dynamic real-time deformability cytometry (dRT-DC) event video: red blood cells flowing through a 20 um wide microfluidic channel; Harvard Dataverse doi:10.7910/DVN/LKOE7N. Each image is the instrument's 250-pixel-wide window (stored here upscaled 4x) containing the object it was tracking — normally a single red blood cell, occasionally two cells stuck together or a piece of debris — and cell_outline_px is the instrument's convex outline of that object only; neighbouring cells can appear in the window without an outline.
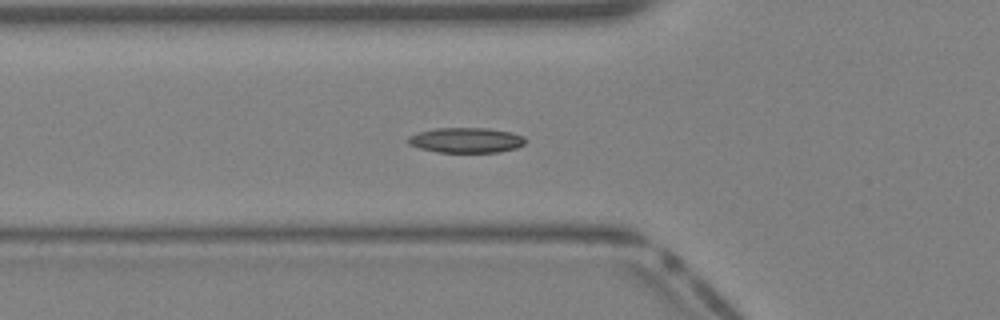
{"species": "Egyptian fruit bat (a non-hibernating species)", "species_latin": "Rousettus aegyptiacus", "temperature_condition": "warm", "stored_images_in_passage": 31, "camera_frame_rate_fps": 3000, "um_per_image_px": 0.085, "animal": {"sex": "female"}, "frame": {"image": 1, "passage_image": 5, "time_ms": 1.333, "image_size_px": [1000, 320], "cell_outline_px": [[524, 144], [516, 148], [500, 152], [436, 152], [420, 148], [408, 144], [404, 140], [408, 136], [416, 132], [436, 128], [488, 128], [512, 132], [524, 136]], "centroid_in_image_um": [39.57, 11.91], "position_along_channel_um": 86.2, "area_um2": 17.4}}
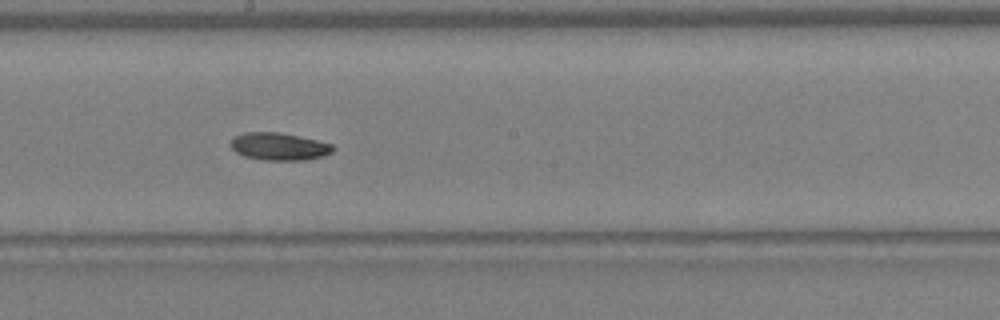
{"frame": {"image": 2, "passage_image": 13, "time_ms": 4.0, "image_size_px": [1000, 320], "cell_outline_px": [[332, 152], [324, 156], [304, 160], [264, 160], [244, 156], [236, 152], [232, 148], [232, 140], [236, 136], [244, 132], [280, 132], [316, 140], [332, 144]], "centroid_in_image_um": [23.72, 12.45], "position_along_channel_um": 224.5, "area_um2": 16.18}}
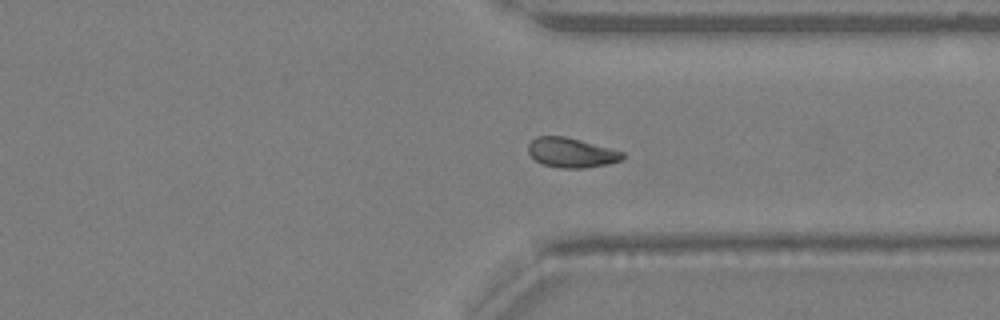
{"frame": {"image": 3, "passage_image": 21, "time_ms": 6.667, "image_size_px": [1000, 320], "cell_outline_px": [[624, 156], [620, 160], [608, 164], [584, 168], [560, 168], [544, 164], [536, 160], [528, 152], [528, 144], [536, 136], [564, 136], [580, 140], [624, 152]], "centroid_in_image_um": [48.55, 12.97], "position_along_channel_um": 362.9, "area_um2": 16.13}}